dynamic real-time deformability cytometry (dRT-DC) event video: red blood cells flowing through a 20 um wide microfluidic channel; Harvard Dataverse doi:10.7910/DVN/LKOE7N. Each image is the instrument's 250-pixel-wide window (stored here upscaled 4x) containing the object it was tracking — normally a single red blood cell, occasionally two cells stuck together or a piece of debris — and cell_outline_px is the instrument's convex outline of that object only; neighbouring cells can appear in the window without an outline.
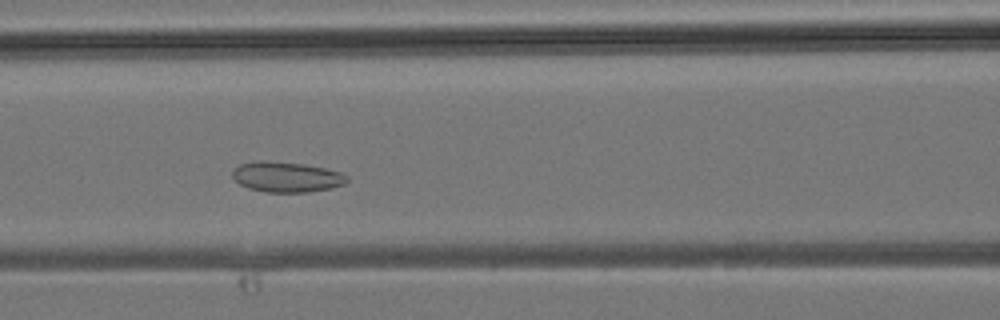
{"species": "common noctule bat (a hibernating species)", "species_latin": "Nyctalus noctula", "temperature_condition": "room temperature", "stored_images_in_passage": 33, "camera_frame_rate_fps": 3000, "um_per_image_px": 0.085, "animal": {"sex": "male", "body_mass_g": 19.2, "forearm_length_mm": 51.8}, "frame": {"image": 1, "passage_image": 12, "time_ms": 3.667, "image_size_px": [1000, 320], "cell_outline_px": [[348, 180], [344, 184], [332, 188], [308, 192], [264, 192], [248, 188], [240, 184], [232, 176], [232, 172], [240, 164], [256, 160], [264, 160], [304, 164], [324, 168], [340, 172], [348, 176]], "centroid_in_image_um": [24.35, 15.04], "position_along_channel_um": 142.2, "area_um2": 20.29}}
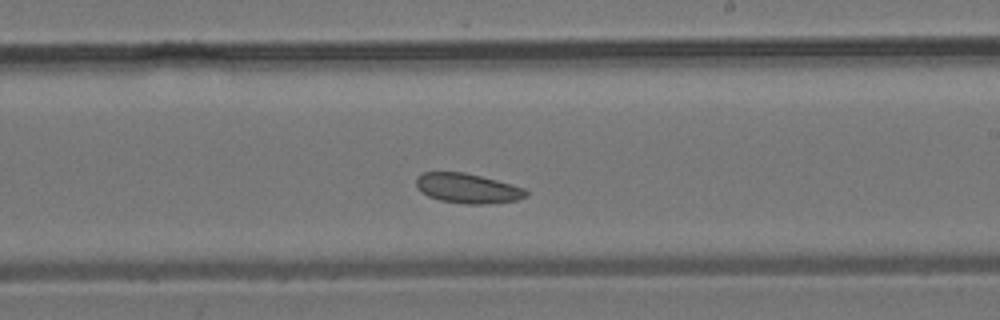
{"frame": {"image": 2, "passage_image": 18, "time_ms": 5.667, "image_size_px": [1000, 320], "cell_outline_px": [[528, 196], [516, 200], [484, 204], [464, 204], [440, 200], [428, 196], [420, 192], [416, 188], [416, 176], [424, 172], [464, 172], [512, 184], [524, 188], [528, 192]], "centroid_in_image_um": [39.71, 16.01], "position_along_channel_um": 249.3, "area_um2": 19.13}}
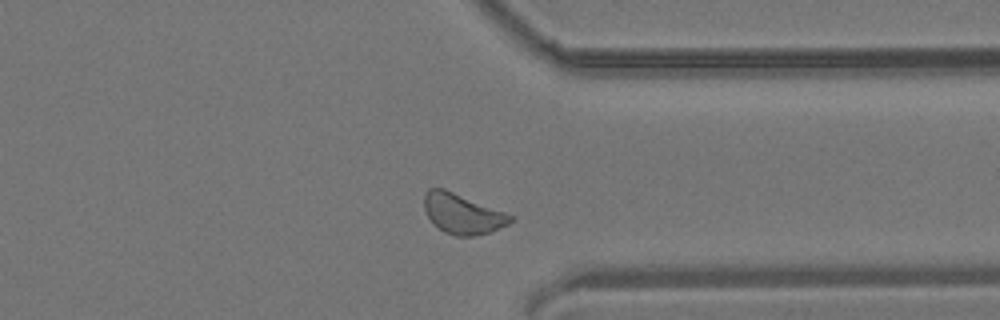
{"frame": {"image": 3, "passage_image": 25, "time_ms": 8.0, "image_size_px": [1000, 320], "cell_outline_px": [[516, 216], [508, 224], [488, 232], [472, 236], [456, 236], [444, 232], [428, 216], [424, 208], [424, 196], [428, 188], [444, 188]], "centroid_in_image_um": [39.32, 18.15], "position_along_channel_um": 372.1, "area_um2": 19.94}}